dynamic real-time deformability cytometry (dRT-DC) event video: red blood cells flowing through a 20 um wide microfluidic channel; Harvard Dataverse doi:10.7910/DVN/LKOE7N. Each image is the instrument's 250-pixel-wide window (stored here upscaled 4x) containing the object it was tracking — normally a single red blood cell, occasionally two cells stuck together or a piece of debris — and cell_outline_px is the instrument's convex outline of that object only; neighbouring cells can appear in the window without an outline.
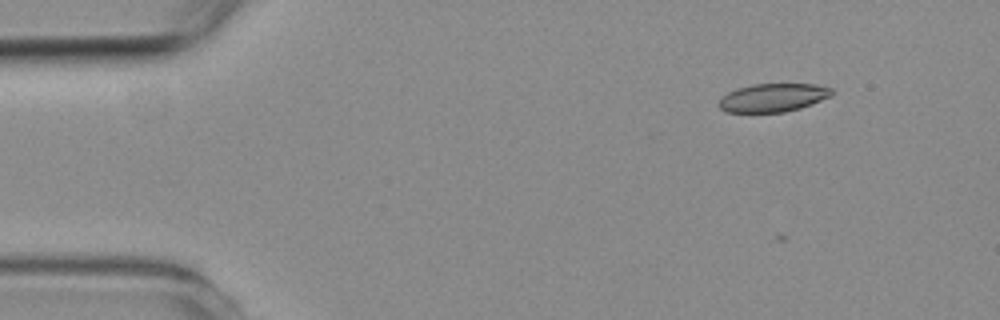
{"species": "common noctule bat (a hibernating species)", "species_latin": "Nyctalus noctula", "temperature_condition": "room temperature", "stored_images_in_passage": 6, "camera_frame_rate_fps": 3000, "um_per_image_px": 0.085, "animal": {"sex": "female", "body_mass_g": 19.3, "forearm_length_mm": 54.1}, "frame": {"image": 1, "passage_image": 1, "time_ms": 0.0, "image_size_px": [1000, 320], "cell_outline_px": [[832, 92], [828, 96], [820, 100], [800, 108], [784, 112], [724, 112], [716, 104], [720, 96], [736, 88], [752, 84], [816, 84], [832, 88]], "centroid_in_image_um": [65.61, 8.3], "position_along_channel_um": 19.4, "area_um2": 18.67}}
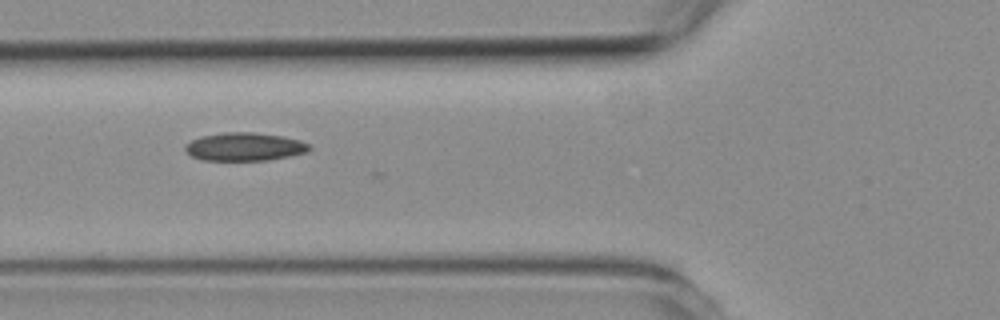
{"frame": {"image": 2, "passage_image": 5, "time_ms": 4.333, "image_size_px": [1000, 320], "cell_outline_px": [[312, 148], [308, 152], [268, 160], [200, 160], [192, 156], [184, 148], [192, 140], [200, 136], [224, 132], [252, 132], [284, 136], [300, 140], [312, 144]], "centroid_in_image_um": [20.84, 12.46], "position_along_channel_um": 105.0, "area_um2": 20.46}}
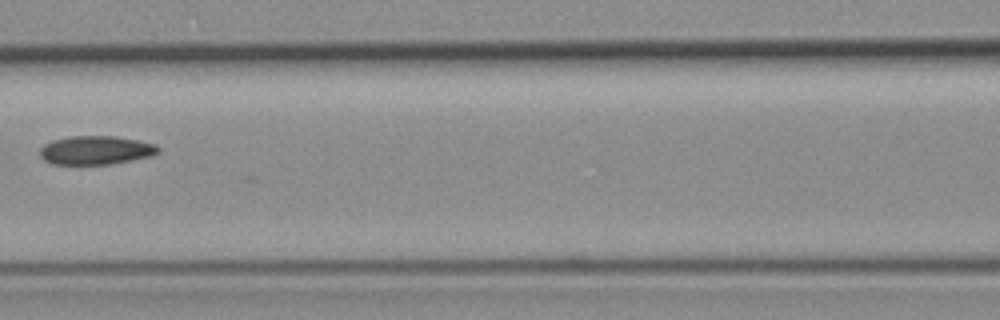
{"frame": {"image": 3, "passage_image": 6, "time_ms": 5.667, "image_size_px": [1000, 320], "cell_outline_px": [[160, 152], [152, 156], [108, 164], [52, 164], [44, 160], [40, 156], [40, 148], [44, 144], [52, 140], [72, 136], [116, 136], [140, 140], [156, 144], [160, 148]], "centroid_in_image_um": [8.16, 12.76], "position_along_channel_um": 158.4, "area_um2": 19.88}}